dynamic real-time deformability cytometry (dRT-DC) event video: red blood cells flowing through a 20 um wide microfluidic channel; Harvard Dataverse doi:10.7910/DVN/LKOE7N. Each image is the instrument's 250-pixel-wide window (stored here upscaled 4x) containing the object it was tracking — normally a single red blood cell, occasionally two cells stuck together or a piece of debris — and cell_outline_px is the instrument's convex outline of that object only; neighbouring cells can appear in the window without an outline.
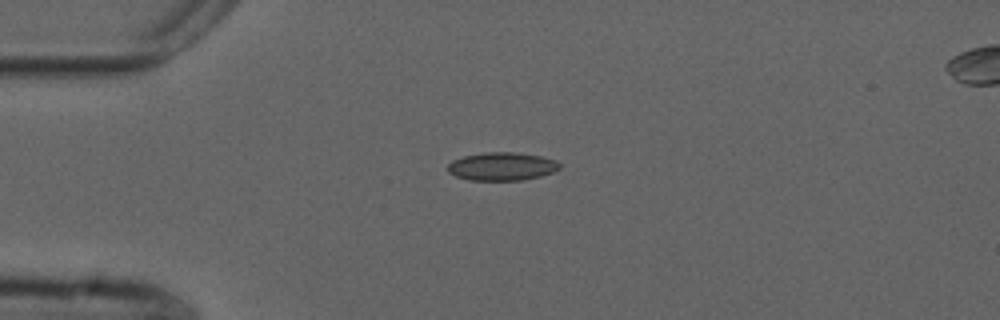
{"species": "common noctule bat (a hibernating species)", "species_latin": "Nyctalus noctula", "temperature_condition": "cold", "stored_images_in_passage": 31, "camera_frame_rate_fps": 3000, "um_per_image_px": 0.085, "animal": {"sex": "male", "forearm_length_mm": 52.5}, "frame": {"image": 1, "passage_image": 1, "time_ms": 0.0, "image_size_px": [1000, 320], "cell_outline_px": [[560, 168], [552, 172], [540, 176], [520, 180], [468, 180], [456, 176], [448, 172], [448, 164], [452, 160], [464, 156], [484, 152], [516, 152], [540, 156], [556, 160], [560, 164]], "centroid_in_image_um": [42.65, 14.14], "position_along_channel_um": 42.4, "area_um2": 18.32}}
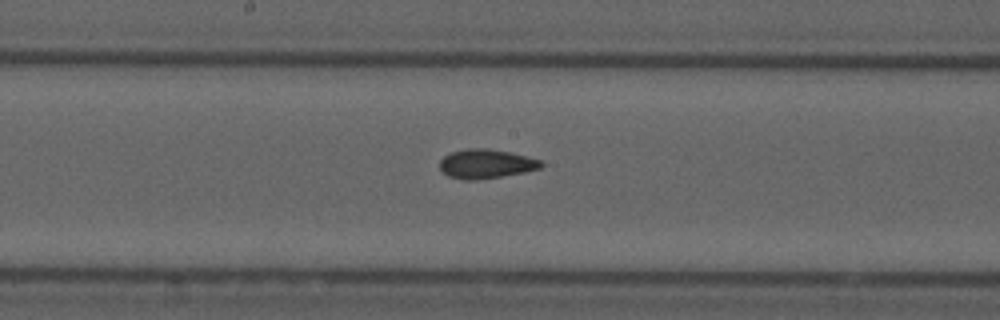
{"frame": {"image": 2, "passage_image": 16, "time_ms": 5.0, "image_size_px": [1000, 320], "cell_outline_px": [[544, 164], [540, 168], [524, 172], [476, 180], [464, 180], [448, 176], [440, 168], [440, 160], [444, 156], [452, 152], [468, 148], [488, 148], [508, 152], [540, 160]], "centroid_in_image_um": [41.28, 13.92], "position_along_channel_um": 206.9, "area_um2": 16.99}}
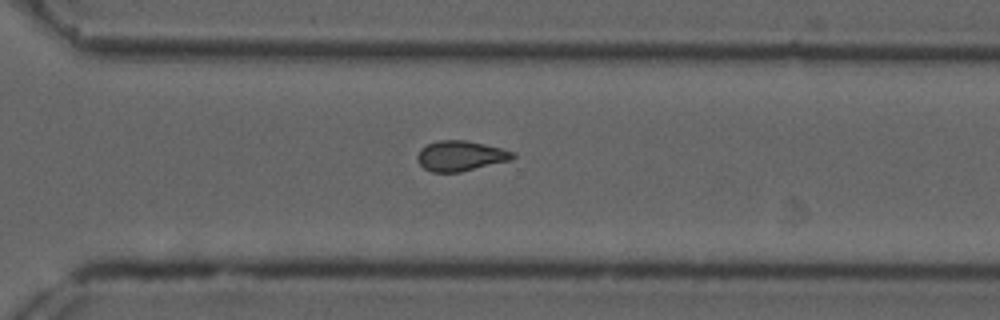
{"frame": {"image": 3, "passage_image": 26, "time_ms": 8.333, "image_size_px": [1000, 320], "cell_outline_px": [[516, 156], [512, 160], [460, 172], [432, 172], [424, 168], [416, 160], [416, 156], [420, 148], [436, 140], [464, 140], [484, 144], [516, 152]], "centroid_in_image_um": [39.14, 13.25], "position_along_channel_um": 331.5, "area_um2": 16.94}, "authors_computed_cell_mechanics": {"area_um2": 16.9354, "velocity_mm_per_s": 3.7472, "shape_relaxation_time_tau1_ms": 7.5333, "shape_relaxation_time_tau2_ms": 2.1156, "deformation_change_tau1": 0.1496, "deformation_change_tau2": 0.0823}}